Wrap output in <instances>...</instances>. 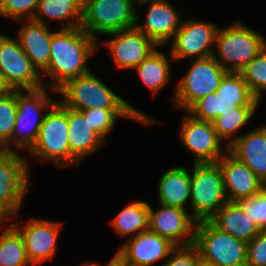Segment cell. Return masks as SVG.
<instances>
[{
  "instance_id": "cell-31",
  "label": "cell",
  "mask_w": 266,
  "mask_h": 266,
  "mask_svg": "<svg viewBox=\"0 0 266 266\" xmlns=\"http://www.w3.org/2000/svg\"><path fill=\"white\" fill-rule=\"evenodd\" d=\"M258 106H240L231 112L224 113L212 121L214 130L220 139H228L234 136L236 130L246 125L252 119Z\"/></svg>"
},
{
  "instance_id": "cell-21",
  "label": "cell",
  "mask_w": 266,
  "mask_h": 266,
  "mask_svg": "<svg viewBox=\"0 0 266 266\" xmlns=\"http://www.w3.org/2000/svg\"><path fill=\"white\" fill-rule=\"evenodd\" d=\"M68 139L71 150V166L97 151L104 140L92 128L88 119L78 110L68 108ZM103 141V142H102Z\"/></svg>"
},
{
  "instance_id": "cell-20",
  "label": "cell",
  "mask_w": 266,
  "mask_h": 266,
  "mask_svg": "<svg viewBox=\"0 0 266 266\" xmlns=\"http://www.w3.org/2000/svg\"><path fill=\"white\" fill-rule=\"evenodd\" d=\"M232 139L227 143L226 149L245 163L264 182L266 180V126Z\"/></svg>"
},
{
  "instance_id": "cell-13",
  "label": "cell",
  "mask_w": 266,
  "mask_h": 266,
  "mask_svg": "<svg viewBox=\"0 0 266 266\" xmlns=\"http://www.w3.org/2000/svg\"><path fill=\"white\" fill-rule=\"evenodd\" d=\"M156 212L149 205V230L167 238L176 246L194 244L197 220L186 209L160 204ZM188 237L185 240V237Z\"/></svg>"
},
{
  "instance_id": "cell-37",
  "label": "cell",
  "mask_w": 266,
  "mask_h": 266,
  "mask_svg": "<svg viewBox=\"0 0 266 266\" xmlns=\"http://www.w3.org/2000/svg\"><path fill=\"white\" fill-rule=\"evenodd\" d=\"M162 266H197L201 256L195 244L176 246Z\"/></svg>"
},
{
  "instance_id": "cell-35",
  "label": "cell",
  "mask_w": 266,
  "mask_h": 266,
  "mask_svg": "<svg viewBox=\"0 0 266 266\" xmlns=\"http://www.w3.org/2000/svg\"><path fill=\"white\" fill-rule=\"evenodd\" d=\"M261 231L266 230V190L236 202Z\"/></svg>"
},
{
  "instance_id": "cell-2",
  "label": "cell",
  "mask_w": 266,
  "mask_h": 266,
  "mask_svg": "<svg viewBox=\"0 0 266 266\" xmlns=\"http://www.w3.org/2000/svg\"><path fill=\"white\" fill-rule=\"evenodd\" d=\"M64 99L59 101L63 106L78 111L88 109H131L144 123H155L144 113L135 109L126 100L117 96L101 82L92 72L73 78L57 89Z\"/></svg>"
},
{
  "instance_id": "cell-6",
  "label": "cell",
  "mask_w": 266,
  "mask_h": 266,
  "mask_svg": "<svg viewBox=\"0 0 266 266\" xmlns=\"http://www.w3.org/2000/svg\"><path fill=\"white\" fill-rule=\"evenodd\" d=\"M194 244L201 258L216 266H246L247 243L219 230L209 220L197 221Z\"/></svg>"
},
{
  "instance_id": "cell-17",
  "label": "cell",
  "mask_w": 266,
  "mask_h": 266,
  "mask_svg": "<svg viewBox=\"0 0 266 266\" xmlns=\"http://www.w3.org/2000/svg\"><path fill=\"white\" fill-rule=\"evenodd\" d=\"M219 160L226 195L229 202H237L252 197L264 188V183L245 163L238 160L228 150ZM227 154V155H226Z\"/></svg>"
},
{
  "instance_id": "cell-24",
  "label": "cell",
  "mask_w": 266,
  "mask_h": 266,
  "mask_svg": "<svg viewBox=\"0 0 266 266\" xmlns=\"http://www.w3.org/2000/svg\"><path fill=\"white\" fill-rule=\"evenodd\" d=\"M160 204L185 208L191 196V174L185 168L177 166L165 172L158 184Z\"/></svg>"
},
{
  "instance_id": "cell-3",
  "label": "cell",
  "mask_w": 266,
  "mask_h": 266,
  "mask_svg": "<svg viewBox=\"0 0 266 266\" xmlns=\"http://www.w3.org/2000/svg\"><path fill=\"white\" fill-rule=\"evenodd\" d=\"M215 44L220 58L214 53V59L227 71L241 72L266 47V40L238 21L218 30ZM225 62L229 65H225Z\"/></svg>"
},
{
  "instance_id": "cell-1",
  "label": "cell",
  "mask_w": 266,
  "mask_h": 266,
  "mask_svg": "<svg viewBox=\"0 0 266 266\" xmlns=\"http://www.w3.org/2000/svg\"><path fill=\"white\" fill-rule=\"evenodd\" d=\"M97 39L88 35L81 27L62 29L52 34L50 61L43 75L54 81L52 90L57 92L65 82L88 74L87 60L99 49Z\"/></svg>"
},
{
  "instance_id": "cell-28",
  "label": "cell",
  "mask_w": 266,
  "mask_h": 266,
  "mask_svg": "<svg viewBox=\"0 0 266 266\" xmlns=\"http://www.w3.org/2000/svg\"><path fill=\"white\" fill-rule=\"evenodd\" d=\"M259 101H226L215 92L199 99L189 110L190 115L202 121L212 122L218 116L231 112L240 106H258Z\"/></svg>"
},
{
  "instance_id": "cell-10",
  "label": "cell",
  "mask_w": 266,
  "mask_h": 266,
  "mask_svg": "<svg viewBox=\"0 0 266 266\" xmlns=\"http://www.w3.org/2000/svg\"><path fill=\"white\" fill-rule=\"evenodd\" d=\"M0 74L11 90H33L43 87L41 72L25 54L18 39L0 33Z\"/></svg>"
},
{
  "instance_id": "cell-18",
  "label": "cell",
  "mask_w": 266,
  "mask_h": 266,
  "mask_svg": "<svg viewBox=\"0 0 266 266\" xmlns=\"http://www.w3.org/2000/svg\"><path fill=\"white\" fill-rule=\"evenodd\" d=\"M137 2L140 5L149 2L150 6L143 26L138 25V16H136L135 27L156 46L164 45L173 39L182 24L173 6L168 1L137 0Z\"/></svg>"
},
{
  "instance_id": "cell-16",
  "label": "cell",
  "mask_w": 266,
  "mask_h": 266,
  "mask_svg": "<svg viewBox=\"0 0 266 266\" xmlns=\"http://www.w3.org/2000/svg\"><path fill=\"white\" fill-rule=\"evenodd\" d=\"M12 225L22 235L27 257L33 266L47 259L52 260L57 250L60 223L32 219L23 229H19L16 224Z\"/></svg>"
},
{
  "instance_id": "cell-29",
  "label": "cell",
  "mask_w": 266,
  "mask_h": 266,
  "mask_svg": "<svg viewBox=\"0 0 266 266\" xmlns=\"http://www.w3.org/2000/svg\"><path fill=\"white\" fill-rule=\"evenodd\" d=\"M29 261L22 235L11 224L0 236V266H25Z\"/></svg>"
},
{
  "instance_id": "cell-39",
  "label": "cell",
  "mask_w": 266,
  "mask_h": 266,
  "mask_svg": "<svg viewBox=\"0 0 266 266\" xmlns=\"http://www.w3.org/2000/svg\"><path fill=\"white\" fill-rule=\"evenodd\" d=\"M106 266H130V264L127 262L124 254L119 250Z\"/></svg>"
},
{
  "instance_id": "cell-26",
  "label": "cell",
  "mask_w": 266,
  "mask_h": 266,
  "mask_svg": "<svg viewBox=\"0 0 266 266\" xmlns=\"http://www.w3.org/2000/svg\"><path fill=\"white\" fill-rule=\"evenodd\" d=\"M138 76L154 94H157L169 82L170 69L168 58L155 49L138 66Z\"/></svg>"
},
{
  "instance_id": "cell-30",
  "label": "cell",
  "mask_w": 266,
  "mask_h": 266,
  "mask_svg": "<svg viewBox=\"0 0 266 266\" xmlns=\"http://www.w3.org/2000/svg\"><path fill=\"white\" fill-rule=\"evenodd\" d=\"M92 128L104 140L105 136L112 130L116 118L127 117L144 124L131 109H88L81 111Z\"/></svg>"
},
{
  "instance_id": "cell-14",
  "label": "cell",
  "mask_w": 266,
  "mask_h": 266,
  "mask_svg": "<svg viewBox=\"0 0 266 266\" xmlns=\"http://www.w3.org/2000/svg\"><path fill=\"white\" fill-rule=\"evenodd\" d=\"M180 139L182 144L194 153V163H215L224 155L220 147L221 139L214 130L212 122L185 115Z\"/></svg>"
},
{
  "instance_id": "cell-25",
  "label": "cell",
  "mask_w": 266,
  "mask_h": 266,
  "mask_svg": "<svg viewBox=\"0 0 266 266\" xmlns=\"http://www.w3.org/2000/svg\"><path fill=\"white\" fill-rule=\"evenodd\" d=\"M45 17L52 21L68 20L67 25L62 27V29L81 27L83 0H40L32 20L37 23L46 24L44 21ZM72 19H75L74 22Z\"/></svg>"
},
{
  "instance_id": "cell-34",
  "label": "cell",
  "mask_w": 266,
  "mask_h": 266,
  "mask_svg": "<svg viewBox=\"0 0 266 266\" xmlns=\"http://www.w3.org/2000/svg\"><path fill=\"white\" fill-rule=\"evenodd\" d=\"M241 74L251 93L260 101L266 90V47L243 68Z\"/></svg>"
},
{
  "instance_id": "cell-9",
  "label": "cell",
  "mask_w": 266,
  "mask_h": 266,
  "mask_svg": "<svg viewBox=\"0 0 266 266\" xmlns=\"http://www.w3.org/2000/svg\"><path fill=\"white\" fill-rule=\"evenodd\" d=\"M175 91V106L189 110L199 99L214 93L227 72L213 56L192 61Z\"/></svg>"
},
{
  "instance_id": "cell-7",
  "label": "cell",
  "mask_w": 266,
  "mask_h": 266,
  "mask_svg": "<svg viewBox=\"0 0 266 266\" xmlns=\"http://www.w3.org/2000/svg\"><path fill=\"white\" fill-rule=\"evenodd\" d=\"M29 151L33 156L50 160L59 167L71 166L68 108L59 101L49 108L39 129L36 143Z\"/></svg>"
},
{
  "instance_id": "cell-40",
  "label": "cell",
  "mask_w": 266,
  "mask_h": 266,
  "mask_svg": "<svg viewBox=\"0 0 266 266\" xmlns=\"http://www.w3.org/2000/svg\"><path fill=\"white\" fill-rule=\"evenodd\" d=\"M11 89L6 85L2 74H0V97L5 96Z\"/></svg>"
},
{
  "instance_id": "cell-41",
  "label": "cell",
  "mask_w": 266,
  "mask_h": 266,
  "mask_svg": "<svg viewBox=\"0 0 266 266\" xmlns=\"http://www.w3.org/2000/svg\"><path fill=\"white\" fill-rule=\"evenodd\" d=\"M197 266H216V265L211 263V262L205 261L202 258H200Z\"/></svg>"
},
{
  "instance_id": "cell-42",
  "label": "cell",
  "mask_w": 266,
  "mask_h": 266,
  "mask_svg": "<svg viewBox=\"0 0 266 266\" xmlns=\"http://www.w3.org/2000/svg\"><path fill=\"white\" fill-rule=\"evenodd\" d=\"M84 266H100V265H99V264H96V263H92V262L89 263V262L86 261V262L84 263Z\"/></svg>"
},
{
  "instance_id": "cell-8",
  "label": "cell",
  "mask_w": 266,
  "mask_h": 266,
  "mask_svg": "<svg viewBox=\"0 0 266 266\" xmlns=\"http://www.w3.org/2000/svg\"><path fill=\"white\" fill-rule=\"evenodd\" d=\"M46 89L44 85L33 90H16L17 113L10 141H13L17 148H26L29 151L35 145L46 116V113L42 115L41 111L51 108L57 102L48 97Z\"/></svg>"
},
{
  "instance_id": "cell-19",
  "label": "cell",
  "mask_w": 266,
  "mask_h": 266,
  "mask_svg": "<svg viewBox=\"0 0 266 266\" xmlns=\"http://www.w3.org/2000/svg\"><path fill=\"white\" fill-rule=\"evenodd\" d=\"M175 247L170 240L148 229L133 235L120 251L130 266H153L161 259H168Z\"/></svg>"
},
{
  "instance_id": "cell-5",
  "label": "cell",
  "mask_w": 266,
  "mask_h": 266,
  "mask_svg": "<svg viewBox=\"0 0 266 266\" xmlns=\"http://www.w3.org/2000/svg\"><path fill=\"white\" fill-rule=\"evenodd\" d=\"M192 216L197 220H209L228 201L220 165L194 163L191 174Z\"/></svg>"
},
{
  "instance_id": "cell-43",
  "label": "cell",
  "mask_w": 266,
  "mask_h": 266,
  "mask_svg": "<svg viewBox=\"0 0 266 266\" xmlns=\"http://www.w3.org/2000/svg\"><path fill=\"white\" fill-rule=\"evenodd\" d=\"M151 1H161V2H166L167 0H151Z\"/></svg>"
},
{
  "instance_id": "cell-33",
  "label": "cell",
  "mask_w": 266,
  "mask_h": 266,
  "mask_svg": "<svg viewBox=\"0 0 266 266\" xmlns=\"http://www.w3.org/2000/svg\"><path fill=\"white\" fill-rule=\"evenodd\" d=\"M16 113V90H11L0 97V146L4 152H16V149L8 146L14 131Z\"/></svg>"
},
{
  "instance_id": "cell-45",
  "label": "cell",
  "mask_w": 266,
  "mask_h": 266,
  "mask_svg": "<svg viewBox=\"0 0 266 266\" xmlns=\"http://www.w3.org/2000/svg\"><path fill=\"white\" fill-rule=\"evenodd\" d=\"M0 152H4L3 148L0 146Z\"/></svg>"
},
{
  "instance_id": "cell-22",
  "label": "cell",
  "mask_w": 266,
  "mask_h": 266,
  "mask_svg": "<svg viewBox=\"0 0 266 266\" xmlns=\"http://www.w3.org/2000/svg\"><path fill=\"white\" fill-rule=\"evenodd\" d=\"M46 24L27 20L18 31V41L22 50L41 73L48 67L50 61V41L52 32Z\"/></svg>"
},
{
  "instance_id": "cell-11",
  "label": "cell",
  "mask_w": 266,
  "mask_h": 266,
  "mask_svg": "<svg viewBox=\"0 0 266 266\" xmlns=\"http://www.w3.org/2000/svg\"><path fill=\"white\" fill-rule=\"evenodd\" d=\"M28 163L17 152L0 153V222L16 215L28 190Z\"/></svg>"
},
{
  "instance_id": "cell-27",
  "label": "cell",
  "mask_w": 266,
  "mask_h": 266,
  "mask_svg": "<svg viewBox=\"0 0 266 266\" xmlns=\"http://www.w3.org/2000/svg\"><path fill=\"white\" fill-rule=\"evenodd\" d=\"M114 230L122 235H137L149 229V204L136 201L127 205L111 222ZM136 233V234H135Z\"/></svg>"
},
{
  "instance_id": "cell-23",
  "label": "cell",
  "mask_w": 266,
  "mask_h": 266,
  "mask_svg": "<svg viewBox=\"0 0 266 266\" xmlns=\"http://www.w3.org/2000/svg\"><path fill=\"white\" fill-rule=\"evenodd\" d=\"M209 221L219 230L246 243L261 231L236 202H227Z\"/></svg>"
},
{
  "instance_id": "cell-38",
  "label": "cell",
  "mask_w": 266,
  "mask_h": 266,
  "mask_svg": "<svg viewBox=\"0 0 266 266\" xmlns=\"http://www.w3.org/2000/svg\"><path fill=\"white\" fill-rule=\"evenodd\" d=\"M246 266H266V230L247 243Z\"/></svg>"
},
{
  "instance_id": "cell-32",
  "label": "cell",
  "mask_w": 266,
  "mask_h": 266,
  "mask_svg": "<svg viewBox=\"0 0 266 266\" xmlns=\"http://www.w3.org/2000/svg\"><path fill=\"white\" fill-rule=\"evenodd\" d=\"M215 93L226 101H258L251 93L241 72L227 71Z\"/></svg>"
},
{
  "instance_id": "cell-44",
  "label": "cell",
  "mask_w": 266,
  "mask_h": 266,
  "mask_svg": "<svg viewBox=\"0 0 266 266\" xmlns=\"http://www.w3.org/2000/svg\"><path fill=\"white\" fill-rule=\"evenodd\" d=\"M263 183H264V189L266 190V180Z\"/></svg>"
},
{
  "instance_id": "cell-15",
  "label": "cell",
  "mask_w": 266,
  "mask_h": 266,
  "mask_svg": "<svg viewBox=\"0 0 266 266\" xmlns=\"http://www.w3.org/2000/svg\"><path fill=\"white\" fill-rule=\"evenodd\" d=\"M107 35L112 36L106 45L119 68H135L157 47L136 27Z\"/></svg>"
},
{
  "instance_id": "cell-12",
  "label": "cell",
  "mask_w": 266,
  "mask_h": 266,
  "mask_svg": "<svg viewBox=\"0 0 266 266\" xmlns=\"http://www.w3.org/2000/svg\"><path fill=\"white\" fill-rule=\"evenodd\" d=\"M217 31L214 24L194 20L183 22L171 44V61L192 58L194 55L196 59L213 56Z\"/></svg>"
},
{
  "instance_id": "cell-4",
  "label": "cell",
  "mask_w": 266,
  "mask_h": 266,
  "mask_svg": "<svg viewBox=\"0 0 266 266\" xmlns=\"http://www.w3.org/2000/svg\"><path fill=\"white\" fill-rule=\"evenodd\" d=\"M137 0H83L81 28L94 39L97 33L110 34L135 27Z\"/></svg>"
},
{
  "instance_id": "cell-36",
  "label": "cell",
  "mask_w": 266,
  "mask_h": 266,
  "mask_svg": "<svg viewBox=\"0 0 266 266\" xmlns=\"http://www.w3.org/2000/svg\"><path fill=\"white\" fill-rule=\"evenodd\" d=\"M39 1L40 0H3L0 7V15L18 21H21L22 18H24L23 16H26L27 20H32Z\"/></svg>"
}]
</instances>
